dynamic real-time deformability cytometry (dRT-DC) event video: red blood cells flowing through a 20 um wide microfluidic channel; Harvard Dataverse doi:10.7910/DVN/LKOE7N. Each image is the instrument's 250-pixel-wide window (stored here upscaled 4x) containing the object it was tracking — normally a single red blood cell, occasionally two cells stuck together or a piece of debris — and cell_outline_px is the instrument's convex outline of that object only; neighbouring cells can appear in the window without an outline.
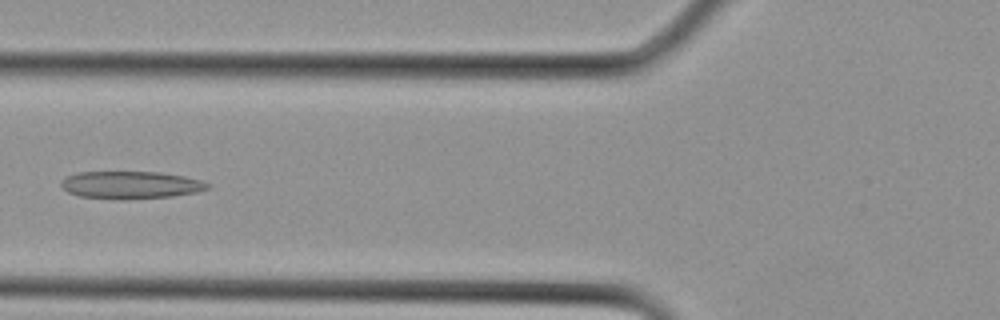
{"species": "Egyptian fruit bat (a non-hibernating species)", "species_latin": "Rousettus aegyptiacus", "temperature_condition": "cold", "stored_images_in_passage": 7, "camera_frame_rate_fps": 3000, "um_per_image_px": 0.085, "animal": {"sex": "female"}, "frame": {"image": 1, "passage_image": 6, "time_ms": 1.667, "image_size_px": [1000, 320], "cell_outline_px": [[212, 188], [196, 192], [172, 196], [128, 200], [120, 200], [80, 196], [68, 192], [60, 184], [60, 180], [68, 176], [80, 172], [160, 172], [184, 176], [200, 180], [212, 184]], "centroid_in_image_um": [11.15, 15.73], "position_along_channel_um": 114.7, "area_um2": 23.7}}